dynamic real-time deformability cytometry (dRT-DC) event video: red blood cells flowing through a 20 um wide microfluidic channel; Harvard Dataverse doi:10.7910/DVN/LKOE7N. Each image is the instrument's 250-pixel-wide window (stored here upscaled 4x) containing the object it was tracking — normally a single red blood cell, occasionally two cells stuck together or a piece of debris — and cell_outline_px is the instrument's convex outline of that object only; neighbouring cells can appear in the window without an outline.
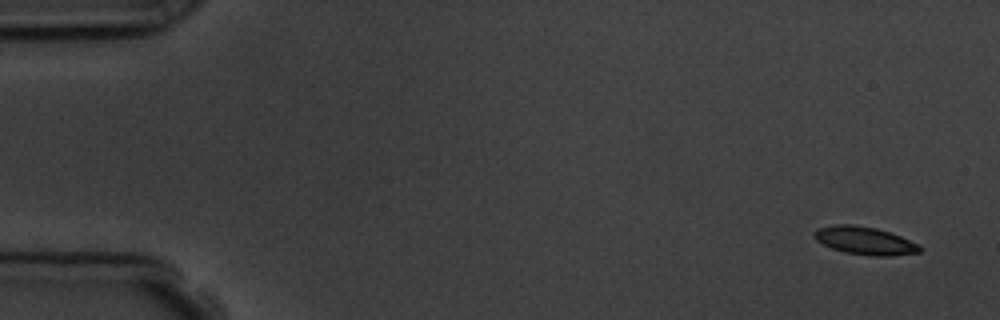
{"species": "common noctule bat (a hibernating species)", "species_latin": "Nyctalus noctula", "temperature_condition": "room temperature", "stored_images_in_passage": 4, "camera_frame_rate_fps": 3000, "um_per_image_px": 0.085, "animal": {"sex": "male", "body_mass_g": 19.5, "forearm_length_mm": 54.6}, "frame": {"image": 1, "passage_image": 1, "time_ms": 0.0, "image_size_px": [1000, 320], "cell_outline_px": [[920, 252], [892, 256], [872, 256], [844, 252], [832, 248], [816, 240], [812, 236], [812, 232], [820, 228], [836, 224], [852, 224], [876, 228], [900, 236], [920, 244]], "centroid_in_image_um": [73.5, 20.46], "position_along_channel_um": 11.5, "area_um2": 17.11}}